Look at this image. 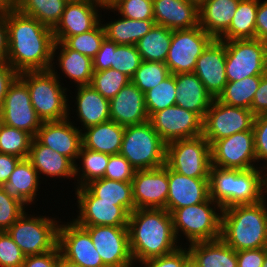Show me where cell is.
Returning <instances> with one entry per match:
<instances>
[{"label": "cell", "mask_w": 267, "mask_h": 267, "mask_svg": "<svg viewBox=\"0 0 267 267\" xmlns=\"http://www.w3.org/2000/svg\"><path fill=\"white\" fill-rule=\"evenodd\" d=\"M69 118L43 122L35 138L44 146L69 158L74 164L82 146V131Z\"/></svg>", "instance_id": "cell-21"}, {"label": "cell", "mask_w": 267, "mask_h": 267, "mask_svg": "<svg viewBox=\"0 0 267 267\" xmlns=\"http://www.w3.org/2000/svg\"><path fill=\"white\" fill-rule=\"evenodd\" d=\"M60 250L58 246L46 253L26 256L22 267H57Z\"/></svg>", "instance_id": "cell-55"}, {"label": "cell", "mask_w": 267, "mask_h": 267, "mask_svg": "<svg viewBox=\"0 0 267 267\" xmlns=\"http://www.w3.org/2000/svg\"><path fill=\"white\" fill-rule=\"evenodd\" d=\"M59 46V47H58ZM62 48H61V47ZM58 66L61 68L64 75L69 79L74 80L77 86L90 85L92 81L93 59L83 55L80 52L67 48L62 42H55L53 47V60L56 49H59Z\"/></svg>", "instance_id": "cell-33"}, {"label": "cell", "mask_w": 267, "mask_h": 267, "mask_svg": "<svg viewBox=\"0 0 267 267\" xmlns=\"http://www.w3.org/2000/svg\"><path fill=\"white\" fill-rule=\"evenodd\" d=\"M18 77L27 85L32 106L42 122L70 118L67 88L61 86L53 66L46 71L22 72Z\"/></svg>", "instance_id": "cell-4"}, {"label": "cell", "mask_w": 267, "mask_h": 267, "mask_svg": "<svg viewBox=\"0 0 267 267\" xmlns=\"http://www.w3.org/2000/svg\"><path fill=\"white\" fill-rule=\"evenodd\" d=\"M267 247L236 251L237 267H262Z\"/></svg>", "instance_id": "cell-54"}, {"label": "cell", "mask_w": 267, "mask_h": 267, "mask_svg": "<svg viewBox=\"0 0 267 267\" xmlns=\"http://www.w3.org/2000/svg\"><path fill=\"white\" fill-rule=\"evenodd\" d=\"M243 170L211 166L209 173V197L222 209L234 206L235 178Z\"/></svg>", "instance_id": "cell-38"}, {"label": "cell", "mask_w": 267, "mask_h": 267, "mask_svg": "<svg viewBox=\"0 0 267 267\" xmlns=\"http://www.w3.org/2000/svg\"><path fill=\"white\" fill-rule=\"evenodd\" d=\"M85 187L99 201L116 202V206H123L130 213L135 210L131 182L100 178L89 182Z\"/></svg>", "instance_id": "cell-35"}, {"label": "cell", "mask_w": 267, "mask_h": 267, "mask_svg": "<svg viewBox=\"0 0 267 267\" xmlns=\"http://www.w3.org/2000/svg\"><path fill=\"white\" fill-rule=\"evenodd\" d=\"M40 177L27 158L21 159L15 166L9 180L1 187L9 197L20 201L24 206L30 205L38 195L36 193Z\"/></svg>", "instance_id": "cell-30"}, {"label": "cell", "mask_w": 267, "mask_h": 267, "mask_svg": "<svg viewBox=\"0 0 267 267\" xmlns=\"http://www.w3.org/2000/svg\"><path fill=\"white\" fill-rule=\"evenodd\" d=\"M240 0H206L199 6V26L218 39L231 24Z\"/></svg>", "instance_id": "cell-29"}, {"label": "cell", "mask_w": 267, "mask_h": 267, "mask_svg": "<svg viewBox=\"0 0 267 267\" xmlns=\"http://www.w3.org/2000/svg\"><path fill=\"white\" fill-rule=\"evenodd\" d=\"M120 154L136 171L156 169L165 165L166 143L148 120L125 126Z\"/></svg>", "instance_id": "cell-5"}, {"label": "cell", "mask_w": 267, "mask_h": 267, "mask_svg": "<svg viewBox=\"0 0 267 267\" xmlns=\"http://www.w3.org/2000/svg\"><path fill=\"white\" fill-rule=\"evenodd\" d=\"M79 214L73 221L79 226L128 227L130 212L116 202L99 201L85 186L76 188Z\"/></svg>", "instance_id": "cell-14"}, {"label": "cell", "mask_w": 267, "mask_h": 267, "mask_svg": "<svg viewBox=\"0 0 267 267\" xmlns=\"http://www.w3.org/2000/svg\"><path fill=\"white\" fill-rule=\"evenodd\" d=\"M110 120L122 126L149 120L145 94L131 81L109 100Z\"/></svg>", "instance_id": "cell-23"}, {"label": "cell", "mask_w": 267, "mask_h": 267, "mask_svg": "<svg viewBox=\"0 0 267 267\" xmlns=\"http://www.w3.org/2000/svg\"><path fill=\"white\" fill-rule=\"evenodd\" d=\"M21 158L0 153V186L7 182Z\"/></svg>", "instance_id": "cell-59"}, {"label": "cell", "mask_w": 267, "mask_h": 267, "mask_svg": "<svg viewBox=\"0 0 267 267\" xmlns=\"http://www.w3.org/2000/svg\"><path fill=\"white\" fill-rule=\"evenodd\" d=\"M98 7L103 9L105 6L93 0L67 2L60 21L52 29L55 42L95 28L102 20Z\"/></svg>", "instance_id": "cell-19"}, {"label": "cell", "mask_w": 267, "mask_h": 267, "mask_svg": "<svg viewBox=\"0 0 267 267\" xmlns=\"http://www.w3.org/2000/svg\"><path fill=\"white\" fill-rule=\"evenodd\" d=\"M8 57V30L6 8L0 10V62H6Z\"/></svg>", "instance_id": "cell-60"}, {"label": "cell", "mask_w": 267, "mask_h": 267, "mask_svg": "<svg viewBox=\"0 0 267 267\" xmlns=\"http://www.w3.org/2000/svg\"><path fill=\"white\" fill-rule=\"evenodd\" d=\"M188 1L194 2L195 4H197L198 6H200L206 0H188Z\"/></svg>", "instance_id": "cell-65"}, {"label": "cell", "mask_w": 267, "mask_h": 267, "mask_svg": "<svg viewBox=\"0 0 267 267\" xmlns=\"http://www.w3.org/2000/svg\"><path fill=\"white\" fill-rule=\"evenodd\" d=\"M169 193L166 210L172 214L176 209L205 202L209 198V178H192L168 168Z\"/></svg>", "instance_id": "cell-22"}, {"label": "cell", "mask_w": 267, "mask_h": 267, "mask_svg": "<svg viewBox=\"0 0 267 267\" xmlns=\"http://www.w3.org/2000/svg\"><path fill=\"white\" fill-rule=\"evenodd\" d=\"M105 38V31L100 22L95 28L88 32L66 37L62 43L67 48L80 52L93 59Z\"/></svg>", "instance_id": "cell-45"}, {"label": "cell", "mask_w": 267, "mask_h": 267, "mask_svg": "<svg viewBox=\"0 0 267 267\" xmlns=\"http://www.w3.org/2000/svg\"><path fill=\"white\" fill-rule=\"evenodd\" d=\"M165 165L187 177L209 178L210 143L203 135L171 141L166 144Z\"/></svg>", "instance_id": "cell-8"}, {"label": "cell", "mask_w": 267, "mask_h": 267, "mask_svg": "<svg viewBox=\"0 0 267 267\" xmlns=\"http://www.w3.org/2000/svg\"><path fill=\"white\" fill-rule=\"evenodd\" d=\"M188 250L194 267H237L236 251L221 238L192 243Z\"/></svg>", "instance_id": "cell-28"}, {"label": "cell", "mask_w": 267, "mask_h": 267, "mask_svg": "<svg viewBox=\"0 0 267 267\" xmlns=\"http://www.w3.org/2000/svg\"><path fill=\"white\" fill-rule=\"evenodd\" d=\"M25 206L9 197L0 186V232L6 231L25 212Z\"/></svg>", "instance_id": "cell-49"}, {"label": "cell", "mask_w": 267, "mask_h": 267, "mask_svg": "<svg viewBox=\"0 0 267 267\" xmlns=\"http://www.w3.org/2000/svg\"><path fill=\"white\" fill-rule=\"evenodd\" d=\"M76 113L83 129L110 121L109 100L91 85L77 86Z\"/></svg>", "instance_id": "cell-32"}, {"label": "cell", "mask_w": 267, "mask_h": 267, "mask_svg": "<svg viewBox=\"0 0 267 267\" xmlns=\"http://www.w3.org/2000/svg\"><path fill=\"white\" fill-rule=\"evenodd\" d=\"M266 196L222 211L221 239L235 251L267 247Z\"/></svg>", "instance_id": "cell-3"}, {"label": "cell", "mask_w": 267, "mask_h": 267, "mask_svg": "<svg viewBox=\"0 0 267 267\" xmlns=\"http://www.w3.org/2000/svg\"><path fill=\"white\" fill-rule=\"evenodd\" d=\"M225 65V43L218 39H214L206 47L196 62L194 73L214 99L219 97L228 82Z\"/></svg>", "instance_id": "cell-20"}, {"label": "cell", "mask_w": 267, "mask_h": 267, "mask_svg": "<svg viewBox=\"0 0 267 267\" xmlns=\"http://www.w3.org/2000/svg\"><path fill=\"white\" fill-rule=\"evenodd\" d=\"M131 183L135 209H166L169 193L166 165L135 171Z\"/></svg>", "instance_id": "cell-18"}, {"label": "cell", "mask_w": 267, "mask_h": 267, "mask_svg": "<svg viewBox=\"0 0 267 267\" xmlns=\"http://www.w3.org/2000/svg\"><path fill=\"white\" fill-rule=\"evenodd\" d=\"M149 121L166 144L203 134V120L196 113L178 105L153 113Z\"/></svg>", "instance_id": "cell-16"}, {"label": "cell", "mask_w": 267, "mask_h": 267, "mask_svg": "<svg viewBox=\"0 0 267 267\" xmlns=\"http://www.w3.org/2000/svg\"><path fill=\"white\" fill-rule=\"evenodd\" d=\"M187 248L180 247L174 252L140 262L144 267H187L191 257Z\"/></svg>", "instance_id": "cell-52"}, {"label": "cell", "mask_w": 267, "mask_h": 267, "mask_svg": "<svg viewBox=\"0 0 267 267\" xmlns=\"http://www.w3.org/2000/svg\"><path fill=\"white\" fill-rule=\"evenodd\" d=\"M82 133V146L108 155L120 154L125 126L107 121L86 128Z\"/></svg>", "instance_id": "cell-31"}, {"label": "cell", "mask_w": 267, "mask_h": 267, "mask_svg": "<svg viewBox=\"0 0 267 267\" xmlns=\"http://www.w3.org/2000/svg\"><path fill=\"white\" fill-rule=\"evenodd\" d=\"M187 267H194L191 263Z\"/></svg>", "instance_id": "cell-69"}, {"label": "cell", "mask_w": 267, "mask_h": 267, "mask_svg": "<svg viewBox=\"0 0 267 267\" xmlns=\"http://www.w3.org/2000/svg\"><path fill=\"white\" fill-rule=\"evenodd\" d=\"M155 25L154 20H133L125 17L103 24L106 39L116 44L136 45Z\"/></svg>", "instance_id": "cell-36"}, {"label": "cell", "mask_w": 267, "mask_h": 267, "mask_svg": "<svg viewBox=\"0 0 267 267\" xmlns=\"http://www.w3.org/2000/svg\"><path fill=\"white\" fill-rule=\"evenodd\" d=\"M66 4L65 0H16L14 8L53 29L60 21Z\"/></svg>", "instance_id": "cell-39"}, {"label": "cell", "mask_w": 267, "mask_h": 267, "mask_svg": "<svg viewBox=\"0 0 267 267\" xmlns=\"http://www.w3.org/2000/svg\"><path fill=\"white\" fill-rule=\"evenodd\" d=\"M59 222L45 216H27L24 212L6 232L25 256L52 251L58 244Z\"/></svg>", "instance_id": "cell-7"}, {"label": "cell", "mask_w": 267, "mask_h": 267, "mask_svg": "<svg viewBox=\"0 0 267 267\" xmlns=\"http://www.w3.org/2000/svg\"><path fill=\"white\" fill-rule=\"evenodd\" d=\"M18 75L19 74L7 62H0V108L3 107L9 86Z\"/></svg>", "instance_id": "cell-57"}, {"label": "cell", "mask_w": 267, "mask_h": 267, "mask_svg": "<svg viewBox=\"0 0 267 267\" xmlns=\"http://www.w3.org/2000/svg\"><path fill=\"white\" fill-rule=\"evenodd\" d=\"M156 25L171 30L199 26V6L188 0H152Z\"/></svg>", "instance_id": "cell-25"}, {"label": "cell", "mask_w": 267, "mask_h": 267, "mask_svg": "<svg viewBox=\"0 0 267 267\" xmlns=\"http://www.w3.org/2000/svg\"><path fill=\"white\" fill-rule=\"evenodd\" d=\"M57 246L61 256L72 263L82 267H106L89 233L73 220L66 225L59 224Z\"/></svg>", "instance_id": "cell-17"}, {"label": "cell", "mask_w": 267, "mask_h": 267, "mask_svg": "<svg viewBox=\"0 0 267 267\" xmlns=\"http://www.w3.org/2000/svg\"><path fill=\"white\" fill-rule=\"evenodd\" d=\"M210 151L214 167L239 170L259 168L254 165L257 158L253 130L238 132L216 140L210 145Z\"/></svg>", "instance_id": "cell-12"}, {"label": "cell", "mask_w": 267, "mask_h": 267, "mask_svg": "<svg viewBox=\"0 0 267 267\" xmlns=\"http://www.w3.org/2000/svg\"><path fill=\"white\" fill-rule=\"evenodd\" d=\"M133 261L142 262L177 250L172 215L166 209H135L128 221Z\"/></svg>", "instance_id": "cell-2"}, {"label": "cell", "mask_w": 267, "mask_h": 267, "mask_svg": "<svg viewBox=\"0 0 267 267\" xmlns=\"http://www.w3.org/2000/svg\"><path fill=\"white\" fill-rule=\"evenodd\" d=\"M25 257L7 232H0V267H22Z\"/></svg>", "instance_id": "cell-50"}, {"label": "cell", "mask_w": 267, "mask_h": 267, "mask_svg": "<svg viewBox=\"0 0 267 267\" xmlns=\"http://www.w3.org/2000/svg\"><path fill=\"white\" fill-rule=\"evenodd\" d=\"M27 159L39 175L50 177L75 178L74 163L66 156L42 145L35 137L32 139Z\"/></svg>", "instance_id": "cell-27"}, {"label": "cell", "mask_w": 267, "mask_h": 267, "mask_svg": "<svg viewBox=\"0 0 267 267\" xmlns=\"http://www.w3.org/2000/svg\"><path fill=\"white\" fill-rule=\"evenodd\" d=\"M2 110V123L23 130L33 138L42 121L32 106L27 85L17 77L9 86Z\"/></svg>", "instance_id": "cell-15"}, {"label": "cell", "mask_w": 267, "mask_h": 267, "mask_svg": "<svg viewBox=\"0 0 267 267\" xmlns=\"http://www.w3.org/2000/svg\"><path fill=\"white\" fill-rule=\"evenodd\" d=\"M33 137L20 129L1 124L0 153L26 159L29 154Z\"/></svg>", "instance_id": "cell-44"}, {"label": "cell", "mask_w": 267, "mask_h": 267, "mask_svg": "<svg viewBox=\"0 0 267 267\" xmlns=\"http://www.w3.org/2000/svg\"><path fill=\"white\" fill-rule=\"evenodd\" d=\"M258 0H240L229 28L220 41L255 39Z\"/></svg>", "instance_id": "cell-34"}, {"label": "cell", "mask_w": 267, "mask_h": 267, "mask_svg": "<svg viewBox=\"0 0 267 267\" xmlns=\"http://www.w3.org/2000/svg\"><path fill=\"white\" fill-rule=\"evenodd\" d=\"M131 79L116 69L94 71L91 86L104 98L111 100Z\"/></svg>", "instance_id": "cell-47"}, {"label": "cell", "mask_w": 267, "mask_h": 267, "mask_svg": "<svg viewBox=\"0 0 267 267\" xmlns=\"http://www.w3.org/2000/svg\"><path fill=\"white\" fill-rule=\"evenodd\" d=\"M252 130L257 163L259 160L267 162V113L255 116Z\"/></svg>", "instance_id": "cell-53"}, {"label": "cell", "mask_w": 267, "mask_h": 267, "mask_svg": "<svg viewBox=\"0 0 267 267\" xmlns=\"http://www.w3.org/2000/svg\"><path fill=\"white\" fill-rule=\"evenodd\" d=\"M262 267H267V253H266Z\"/></svg>", "instance_id": "cell-66"}, {"label": "cell", "mask_w": 267, "mask_h": 267, "mask_svg": "<svg viewBox=\"0 0 267 267\" xmlns=\"http://www.w3.org/2000/svg\"><path fill=\"white\" fill-rule=\"evenodd\" d=\"M57 267H82V266L68 261L67 259L62 257L60 254Z\"/></svg>", "instance_id": "cell-61"}, {"label": "cell", "mask_w": 267, "mask_h": 267, "mask_svg": "<svg viewBox=\"0 0 267 267\" xmlns=\"http://www.w3.org/2000/svg\"><path fill=\"white\" fill-rule=\"evenodd\" d=\"M170 71L165 63L156 61H142L139 68L131 78L143 93L157 86L170 75Z\"/></svg>", "instance_id": "cell-46"}, {"label": "cell", "mask_w": 267, "mask_h": 267, "mask_svg": "<svg viewBox=\"0 0 267 267\" xmlns=\"http://www.w3.org/2000/svg\"><path fill=\"white\" fill-rule=\"evenodd\" d=\"M260 81L261 75L249 76L239 81H228L217 99L230 106L251 109Z\"/></svg>", "instance_id": "cell-41"}, {"label": "cell", "mask_w": 267, "mask_h": 267, "mask_svg": "<svg viewBox=\"0 0 267 267\" xmlns=\"http://www.w3.org/2000/svg\"><path fill=\"white\" fill-rule=\"evenodd\" d=\"M144 94L148 117L155 112L176 105L175 75L170 74L157 86L149 89Z\"/></svg>", "instance_id": "cell-43"}, {"label": "cell", "mask_w": 267, "mask_h": 267, "mask_svg": "<svg viewBox=\"0 0 267 267\" xmlns=\"http://www.w3.org/2000/svg\"><path fill=\"white\" fill-rule=\"evenodd\" d=\"M255 114L246 108L230 106L213 99L203 120V136L210 143L235 133L252 130Z\"/></svg>", "instance_id": "cell-11"}, {"label": "cell", "mask_w": 267, "mask_h": 267, "mask_svg": "<svg viewBox=\"0 0 267 267\" xmlns=\"http://www.w3.org/2000/svg\"><path fill=\"white\" fill-rule=\"evenodd\" d=\"M226 49L228 81L262 75L267 72V42L259 39L223 41Z\"/></svg>", "instance_id": "cell-9"}, {"label": "cell", "mask_w": 267, "mask_h": 267, "mask_svg": "<svg viewBox=\"0 0 267 267\" xmlns=\"http://www.w3.org/2000/svg\"><path fill=\"white\" fill-rule=\"evenodd\" d=\"M16 0H0V10L14 7Z\"/></svg>", "instance_id": "cell-62"}, {"label": "cell", "mask_w": 267, "mask_h": 267, "mask_svg": "<svg viewBox=\"0 0 267 267\" xmlns=\"http://www.w3.org/2000/svg\"><path fill=\"white\" fill-rule=\"evenodd\" d=\"M96 1L104 6H109L114 0H93Z\"/></svg>", "instance_id": "cell-64"}, {"label": "cell", "mask_w": 267, "mask_h": 267, "mask_svg": "<svg viewBox=\"0 0 267 267\" xmlns=\"http://www.w3.org/2000/svg\"><path fill=\"white\" fill-rule=\"evenodd\" d=\"M109 158L110 155L108 154L86 149L81 146L77 159L82 161V167H78L77 162L74 164L75 178L79 172H83L81 175L80 173L78 175V177H81L78 178L79 180L77 179V188L83 187L93 180L104 178Z\"/></svg>", "instance_id": "cell-42"}, {"label": "cell", "mask_w": 267, "mask_h": 267, "mask_svg": "<svg viewBox=\"0 0 267 267\" xmlns=\"http://www.w3.org/2000/svg\"><path fill=\"white\" fill-rule=\"evenodd\" d=\"M176 105L196 113L204 120L213 97L206 91L198 76L193 73L175 75Z\"/></svg>", "instance_id": "cell-26"}, {"label": "cell", "mask_w": 267, "mask_h": 267, "mask_svg": "<svg viewBox=\"0 0 267 267\" xmlns=\"http://www.w3.org/2000/svg\"><path fill=\"white\" fill-rule=\"evenodd\" d=\"M214 38L200 26L172 30L170 48L165 61L171 74L193 73L196 62Z\"/></svg>", "instance_id": "cell-10"}, {"label": "cell", "mask_w": 267, "mask_h": 267, "mask_svg": "<svg viewBox=\"0 0 267 267\" xmlns=\"http://www.w3.org/2000/svg\"><path fill=\"white\" fill-rule=\"evenodd\" d=\"M1 124H2V110L0 108V126H1Z\"/></svg>", "instance_id": "cell-67"}, {"label": "cell", "mask_w": 267, "mask_h": 267, "mask_svg": "<svg viewBox=\"0 0 267 267\" xmlns=\"http://www.w3.org/2000/svg\"><path fill=\"white\" fill-rule=\"evenodd\" d=\"M171 39V29L155 24L153 28L136 44L142 61L165 63Z\"/></svg>", "instance_id": "cell-37"}, {"label": "cell", "mask_w": 267, "mask_h": 267, "mask_svg": "<svg viewBox=\"0 0 267 267\" xmlns=\"http://www.w3.org/2000/svg\"><path fill=\"white\" fill-rule=\"evenodd\" d=\"M266 175H267V173L263 174V193L267 194V176Z\"/></svg>", "instance_id": "cell-63"}, {"label": "cell", "mask_w": 267, "mask_h": 267, "mask_svg": "<svg viewBox=\"0 0 267 267\" xmlns=\"http://www.w3.org/2000/svg\"><path fill=\"white\" fill-rule=\"evenodd\" d=\"M135 169L121 154L110 155L104 178L131 182L134 177Z\"/></svg>", "instance_id": "cell-51"}, {"label": "cell", "mask_w": 267, "mask_h": 267, "mask_svg": "<svg viewBox=\"0 0 267 267\" xmlns=\"http://www.w3.org/2000/svg\"><path fill=\"white\" fill-rule=\"evenodd\" d=\"M250 110L255 115L267 113V72L261 75L260 85L254 94Z\"/></svg>", "instance_id": "cell-56"}, {"label": "cell", "mask_w": 267, "mask_h": 267, "mask_svg": "<svg viewBox=\"0 0 267 267\" xmlns=\"http://www.w3.org/2000/svg\"><path fill=\"white\" fill-rule=\"evenodd\" d=\"M222 211L210 197L205 202L176 209L171 214L176 238L180 236L179 231L190 244L221 238Z\"/></svg>", "instance_id": "cell-6"}, {"label": "cell", "mask_w": 267, "mask_h": 267, "mask_svg": "<svg viewBox=\"0 0 267 267\" xmlns=\"http://www.w3.org/2000/svg\"><path fill=\"white\" fill-rule=\"evenodd\" d=\"M263 171L258 168L243 170L235 178L234 206L254 204L263 200Z\"/></svg>", "instance_id": "cell-40"}, {"label": "cell", "mask_w": 267, "mask_h": 267, "mask_svg": "<svg viewBox=\"0 0 267 267\" xmlns=\"http://www.w3.org/2000/svg\"><path fill=\"white\" fill-rule=\"evenodd\" d=\"M141 63L142 58L136 45L116 44L105 38L93 58V70L102 71L112 68L131 79Z\"/></svg>", "instance_id": "cell-24"}, {"label": "cell", "mask_w": 267, "mask_h": 267, "mask_svg": "<svg viewBox=\"0 0 267 267\" xmlns=\"http://www.w3.org/2000/svg\"><path fill=\"white\" fill-rule=\"evenodd\" d=\"M109 10L118 11L122 17L133 20H154L152 0H114Z\"/></svg>", "instance_id": "cell-48"}, {"label": "cell", "mask_w": 267, "mask_h": 267, "mask_svg": "<svg viewBox=\"0 0 267 267\" xmlns=\"http://www.w3.org/2000/svg\"><path fill=\"white\" fill-rule=\"evenodd\" d=\"M106 267H133L128 227L82 226Z\"/></svg>", "instance_id": "cell-13"}, {"label": "cell", "mask_w": 267, "mask_h": 267, "mask_svg": "<svg viewBox=\"0 0 267 267\" xmlns=\"http://www.w3.org/2000/svg\"><path fill=\"white\" fill-rule=\"evenodd\" d=\"M8 30L7 63L19 74L26 71H46L53 66L55 39L52 28L36 18L6 8ZM53 62V63H52Z\"/></svg>", "instance_id": "cell-1"}, {"label": "cell", "mask_w": 267, "mask_h": 267, "mask_svg": "<svg viewBox=\"0 0 267 267\" xmlns=\"http://www.w3.org/2000/svg\"><path fill=\"white\" fill-rule=\"evenodd\" d=\"M255 39L267 42V0L264 2L258 0Z\"/></svg>", "instance_id": "cell-58"}, {"label": "cell", "mask_w": 267, "mask_h": 267, "mask_svg": "<svg viewBox=\"0 0 267 267\" xmlns=\"http://www.w3.org/2000/svg\"><path fill=\"white\" fill-rule=\"evenodd\" d=\"M66 2H78V1H84V0H65Z\"/></svg>", "instance_id": "cell-68"}]
</instances>
